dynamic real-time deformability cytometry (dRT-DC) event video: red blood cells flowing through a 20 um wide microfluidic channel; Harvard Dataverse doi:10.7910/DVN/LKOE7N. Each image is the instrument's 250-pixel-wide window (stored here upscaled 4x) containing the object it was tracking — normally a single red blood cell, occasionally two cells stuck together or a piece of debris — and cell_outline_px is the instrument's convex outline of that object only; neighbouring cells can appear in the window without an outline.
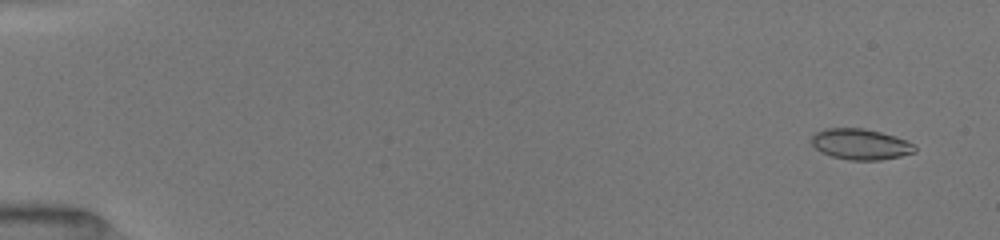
{"species": "common noctule bat (a hibernating species)", "species_latin": "Nyctalus noctula", "temperature_condition": "room temperature", "stored_images_in_passage": 27, "camera_frame_rate_fps": 3000, "um_per_image_px": 0.085, "animal": {"sex": "female", "body_mass_g": 19.5, "forearm_length_mm": 54.1}, "frame": {"image": 1, "passage_image": 4, "time_ms": 0.667, "image_size_px": [1000, 240], "cell_outline_px": [[916, 152], [900, 156], [880, 160], [848, 160], [832, 156], [816, 148], [812, 144], [812, 136], [816, 132], [824, 128], [864, 128], [896, 136], [912, 144], [916, 148]], "centroid_in_image_um": [73.15, 12.25], "position_along_channel_um": 11.9, "area_um2": 18.38}}
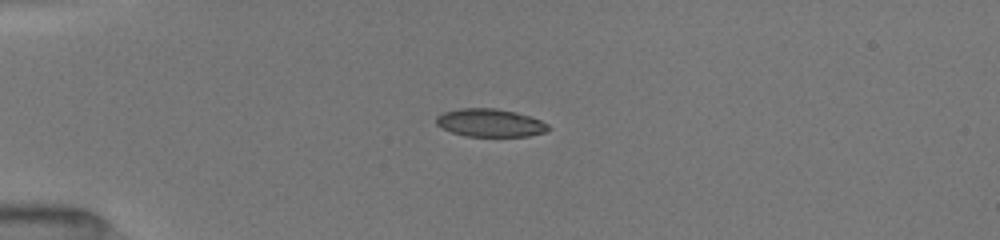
{"frame": {"image": 2, "passage_image": 21, "time_ms": 4.333, "image_size_px": [1000, 240], "cell_outline_px": [[552, 128], [544, 132], [528, 136], [464, 136], [452, 132], [436, 124], [436, 116], [444, 112], [460, 108], [496, 108], [516, 112], [540, 120], [548, 124]], "centroid_in_image_um": [41.66, 10.44], "position_along_channel_um": 43.3, "area_um2": 18.21}}